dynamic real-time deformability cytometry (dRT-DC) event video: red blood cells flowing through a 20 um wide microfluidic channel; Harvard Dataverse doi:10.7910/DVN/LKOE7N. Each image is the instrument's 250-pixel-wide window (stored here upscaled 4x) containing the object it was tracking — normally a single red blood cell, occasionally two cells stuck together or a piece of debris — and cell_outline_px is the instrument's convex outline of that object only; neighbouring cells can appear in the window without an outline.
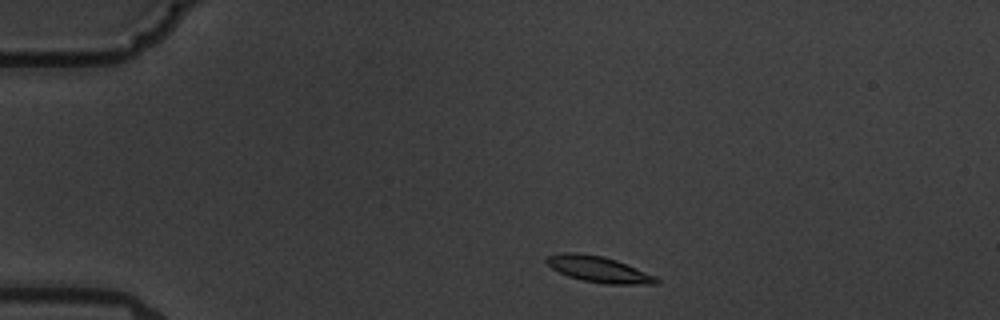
{"species": "common noctule bat (a hibernating species)", "species_latin": "Nyctalus noctula", "temperature_condition": "warm", "stored_images_in_passage": 2, "camera_frame_rate_fps": 3000, "um_per_image_px": 0.085, "animal": {"sex": "male", "body_mass_g": 19.5, "forearm_length_mm": 54.6}, "frame": {"image": 1, "passage_image": 1, "time_ms": 0.0, "image_size_px": [1000, 320], "cell_outline_px": [[660, 284], [604, 284], [584, 280], [568, 276], [552, 268], [544, 260], [548, 256], [564, 252], [576, 252], [604, 256], [616, 260], [656, 276], [660, 280]], "centroid_in_image_um": [50.91, 22.89], "position_along_channel_um": 34.1, "area_um2": 16.59}}